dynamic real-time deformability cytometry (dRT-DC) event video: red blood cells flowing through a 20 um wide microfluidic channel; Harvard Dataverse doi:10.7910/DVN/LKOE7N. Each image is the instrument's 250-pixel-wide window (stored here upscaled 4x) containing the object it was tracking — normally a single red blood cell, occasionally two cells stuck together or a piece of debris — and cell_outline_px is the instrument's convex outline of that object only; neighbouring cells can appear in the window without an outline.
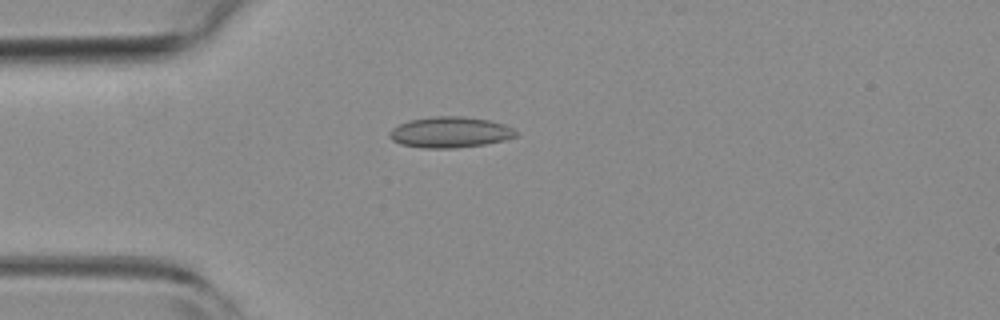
{"species": "common noctule bat (a hibernating species)", "species_latin": "Nyctalus noctula", "temperature_condition": "room temperature", "stored_images_in_passage": 5, "camera_frame_rate_fps": 3000, "um_per_image_px": 0.085, "animal": {"sex": "female", "body_mass_g": 19.3, "forearm_length_mm": 54.1}, "frame": {"image": 1, "passage_image": 5, "time_ms": 1.333, "image_size_px": [1000, 320], "cell_outline_px": [[520, 136], [504, 140], [484, 144], [456, 148], [424, 148], [400, 144], [392, 140], [388, 136], [388, 132], [392, 128], [408, 120], [432, 116], [464, 116], [488, 120], [504, 124], [512, 128]], "centroid_in_image_um": [38.24, 11.24], "position_along_channel_um": 46.8, "area_um2": 22.89}}